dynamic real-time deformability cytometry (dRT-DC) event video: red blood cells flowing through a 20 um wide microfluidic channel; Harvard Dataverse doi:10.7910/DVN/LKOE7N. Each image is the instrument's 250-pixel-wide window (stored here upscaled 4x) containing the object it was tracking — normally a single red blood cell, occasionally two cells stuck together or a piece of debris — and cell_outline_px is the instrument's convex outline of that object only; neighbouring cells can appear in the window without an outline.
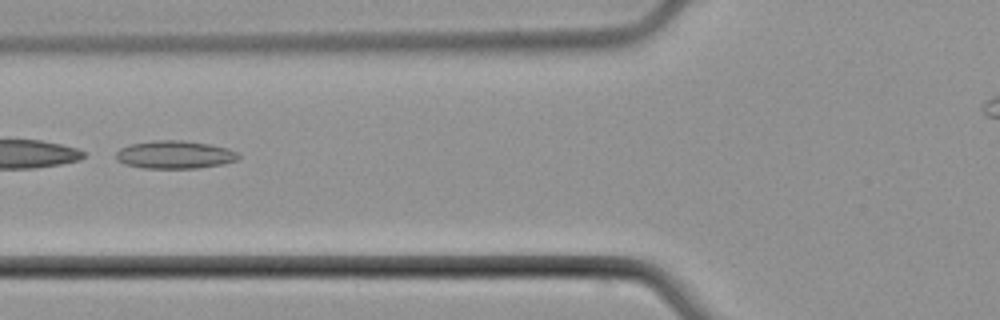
{"species": "common noctule bat (a hibernating species)", "species_latin": "Nyctalus noctula", "temperature_condition": "cold", "stored_images_in_passage": 4, "camera_frame_rate_fps": 3000, "um_per_image_px": 0.085, "animal": {"sex": "male", "body_mass_g": 21.5, "forearm_length_mm": 52.0}, "frame": {"image": 1, "passage_image": 4, "time_ms": 4.0, "image_size_px": [1000, 320], "cell_outline_px": [[240, 156], [236, 160], [224, 164], [196, 168], [140, 168], [124, 164], [116, 160], [116, 152], [120, 148], [132, 144], [152, 140], [184, 140], [208, 144], [228, 148], [236, 152]], "centroid_in_image_um": [14.83, 13.15], "position_along_channel_um": 111.0, "area_um2": 20.0}}